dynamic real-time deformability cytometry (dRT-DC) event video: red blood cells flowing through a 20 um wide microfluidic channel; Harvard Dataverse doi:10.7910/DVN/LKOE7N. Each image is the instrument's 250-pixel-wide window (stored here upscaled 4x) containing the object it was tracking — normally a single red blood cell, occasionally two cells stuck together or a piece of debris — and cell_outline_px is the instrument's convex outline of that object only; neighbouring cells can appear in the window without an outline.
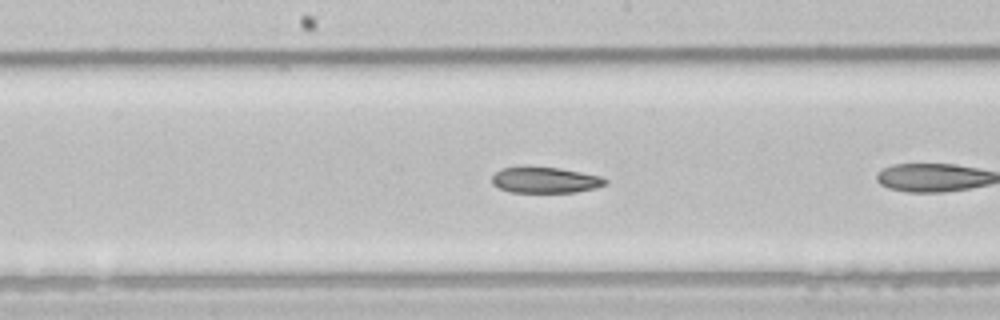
{"species": "common noctule bat (a hibernating species)", "species_latin": "Nyctalus noctula", "temperature_condition": "room temperature", "stored_images_in_passage": 27, "camera_frame_rate_fps": 3000, "um_per_image_px": 0.085, "animal": {"sex": "male", "body_mass_g": 21.5, "forearm_length_mm": 52.0}, "frame": {"image": 1, "passage_image": 12, "time_ms": 3.667, "image_size_px": [1000, 320], "cell_outline_px": [[608, 180], [604, 184], [596, 188], [576, 192], [512, 192], [500, 188], [492, 184], [492, 176], [500, 168], [524, 164], [560, 168], [600, 176]], "centroid_in_image_um": [46.27, 15.26], "position_along_channel_um": 201.9, "area_um2": 17.57}, "authors_computed_cell_mechanics": {"area_um2": 18.207, "velocity_mm_per_s": 4.0067, "shape_relaxation_time_tau1_ms": 3.4417, "shape_relaxation_time_tau2_ms": 2.8073, "deformation_change_tau1": 0.1066, "deformation_change_tau2": 0.0879}}